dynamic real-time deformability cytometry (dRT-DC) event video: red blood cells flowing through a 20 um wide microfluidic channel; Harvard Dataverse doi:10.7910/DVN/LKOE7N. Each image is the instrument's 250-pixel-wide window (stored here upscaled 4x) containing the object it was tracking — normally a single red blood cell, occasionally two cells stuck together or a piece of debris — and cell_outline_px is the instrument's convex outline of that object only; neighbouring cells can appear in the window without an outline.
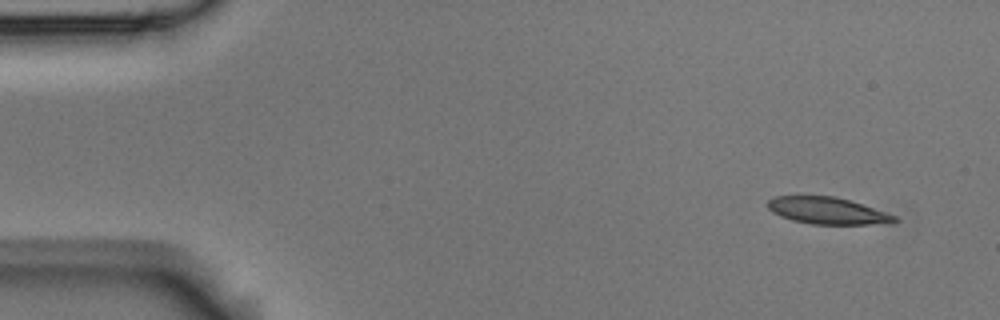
{"species": "Egyptian fruit bat (a non-hibernating species)", "species_latin": "Rousettus aegyptiacus", "temperature_condition": "room temperature", "stored_images_in_passage": 6, "camera_frame_rate_fps": 3000, "um_per_image_px": 0.085, "animal": {"sex": "male"}, "frame": {"image": 1, "passage_image": 1, "time_ms": 0.0, "image_size_px": [1000, 320], "cell_outline_px": [[900, 220], [892, 224], [812, 224], [792, 220], [780, 216], [772, 212], [768, 208], [768, 200], [772, 196], [836, 196], [896, 216]], "centroid_in_image_um": [70.33, 17.92], "position_along_channel_um": 14.7, "area_um2": 19.77}}
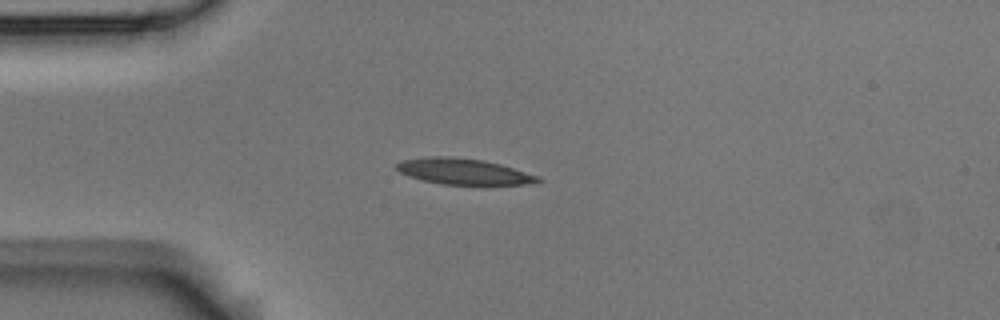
{"frame": {"image": 2, "passage_image": 4, "time_ms": 1.0, "image_size_px": [1000, 320], "cell_outline_px": [[544, 180], [536, 184], [488, 188], [440, 184], [408, 176], [400, 172], [396, 168], [396, 164], [404, 160], [428, 156], [448, 156], [484, 160], [500, 164], [540, 176]], "centroid_in_image_um": [39.57, 14.65], "position_along_channel_um": 45.4, "area_um2": 22.72}}
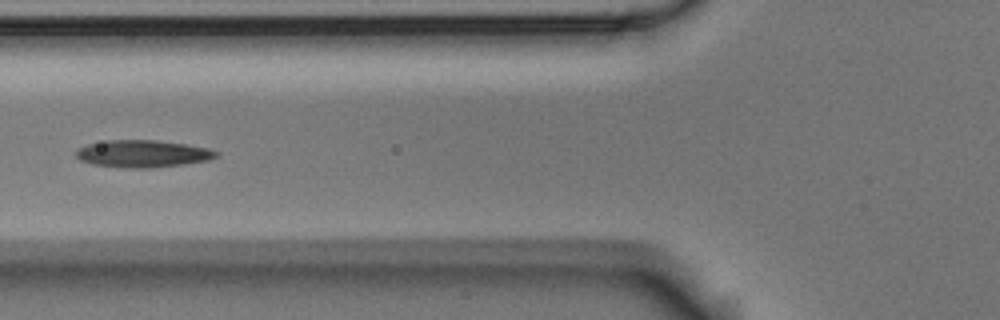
{"frame": {"image": 3, "passage_image": 6, "time_ms": 1.667, "image_size_px": [1000, 320], "cell_outline_px": [[220, 152], [216, 156], [208, 160], [180, 164], [148, 168], [128, 168], [92, 164], [80, 160], [76, 156], [76, 148], [88, 144], [108, 140], [156, 140], [184, 144], [208, 148]], "centroid_in_image_um": [12.09, 13.06], "position_along_channel_um": 113.7, "area_um2": 22.02}}